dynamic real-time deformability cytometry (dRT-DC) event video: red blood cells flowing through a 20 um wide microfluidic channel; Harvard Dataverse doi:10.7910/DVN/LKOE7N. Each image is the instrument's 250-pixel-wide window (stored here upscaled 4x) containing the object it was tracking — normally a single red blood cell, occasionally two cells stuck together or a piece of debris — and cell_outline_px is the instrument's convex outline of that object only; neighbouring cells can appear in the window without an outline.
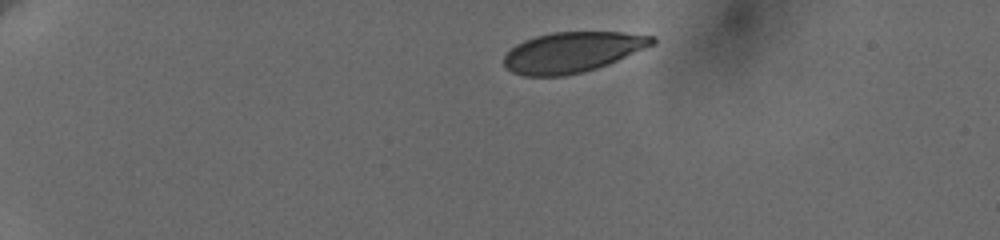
{"species": "human", "species_latin": "Homo sapiens", "temperature_condition": "cold", "stored_images_in_passage": 46, "camera_frame_rate_fps": 3000, "um_per_image_px": 0.085, "donor": {"sex": "female"}, "frame": {"image": 1, "passage_image": 1, "time_ms": 0.0, "image_size_px": [1000, 240], "cell_outline_px": [[656, 44], [608, 64], [584, 72], [564, 76], [524, 76], [512, 72], [504, 64], [504, 56], [516, 44], [524, 40], [536, 36], [552, 32], [620, 32], [656, 36]], "centroid_in_image_um": [48.68, 4.43], "position_along_channel_um": 36.3, "area_um2": 34.97}}
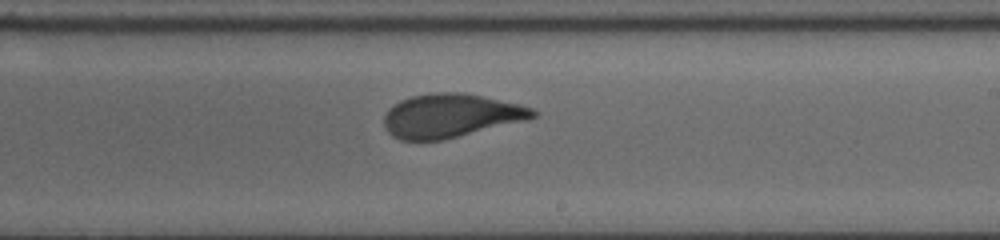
{"frame": {"image": 2, "passage_image": 26, "time_ms": 8.333, "image_size_px": [1000, 240], "cell_outline_px": [[540, 112], [536, 116], [528, 120], [444, 140], [400, 140], [392, 136], [388, 132], [384, 124], [384, 116], [388, 108], [400, 100], [412, 96], [436, 92], [464, 92], [520, 104], [532, 108]], "centroid_in_image_um": [38.33, 9.83], "position_along_channel_um": 250.7, "area_um2": 38.21}}
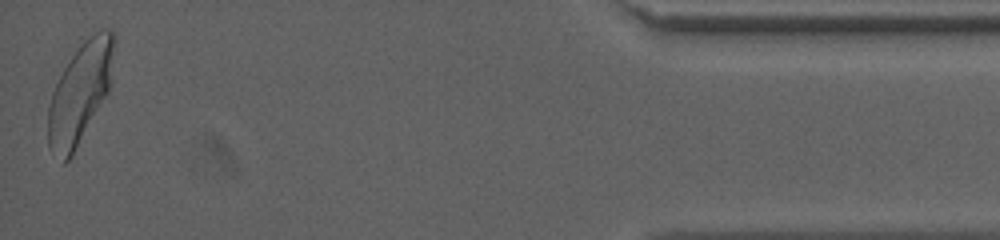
{"frame": {"image": 3, "passage_image": 46, "time_ms": 15.0, "image_size_px": [1000, 240], "cell_outline_px": [[116, 40], [108, 92], [72, 156], [64, 164], [48, 148], [48, 104], [52, 92], [68, 60], [80, 44], [84, 40], [100, 28], [108, 28], [116, 36]], "centroid_in_image_um": [6.8, 7.89], "position_along_channel_um": 428.4, "area_um2": 38.61}, "authors_computed_cell_mechanics": {"area_um2": 38.3503, "velocity_mm_per_s": 3.6208, "shape_relaxation_time_tau1_ms": 3.2481, "shape_relaxation_time_tau2_ms": null, "deformation_change_tau1": 0.1474, "deformation_change_tau2": null}}